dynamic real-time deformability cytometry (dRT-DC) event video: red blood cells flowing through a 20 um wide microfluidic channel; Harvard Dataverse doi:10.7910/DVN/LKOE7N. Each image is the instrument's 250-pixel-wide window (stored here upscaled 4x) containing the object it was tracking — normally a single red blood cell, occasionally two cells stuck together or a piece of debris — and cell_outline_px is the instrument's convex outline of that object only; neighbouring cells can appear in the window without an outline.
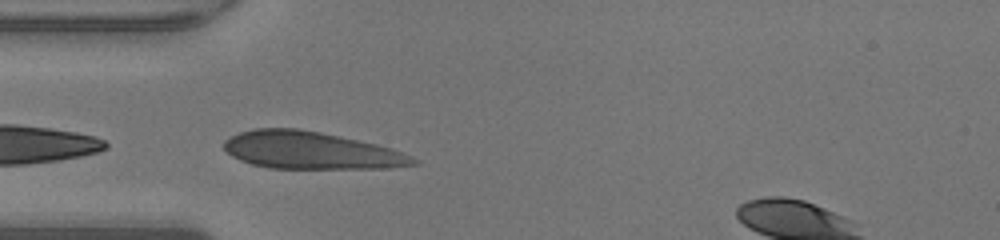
{"species": "human", "species_latin": "Homo sapiens", "temperature_condition": "warm", "stored_images_in_passage": 26, "camera_frame_rate_fps": 3000, "um_per_image_px": 0.085, "donor": {"sex": "male"}, "frame": {"image": 1, "passage_image": 1, "time_ms": 0.0, "image_size_px": [1000, 240], "cell_outline_px": [[420, 164], [388, 168], [268, 168], [252, 164], [240, 160], [232, 156], [224, 148], [224, 140], [240, 132], [256, 128], [300, 128], [320, 132], [376, 144], [392, 148], [412, 156], [420, 160]], "centroid_in_image_um": [26.45, 12.79], "position_along_channel_um": 58.5, "area_um2": 41.15}}
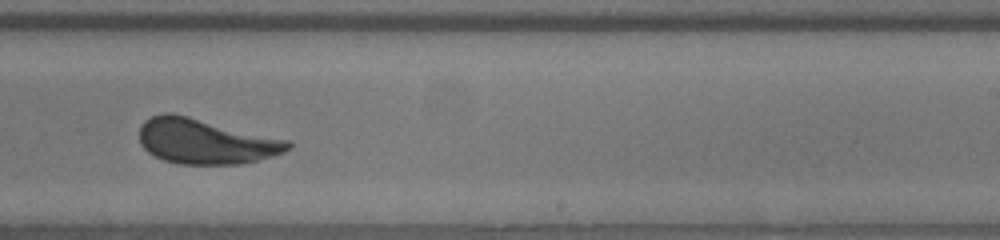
{"frame": {"image": 2, "passage_image": 16, "time_ms": 5.0, "image_size_px": [1000, 240], "cell_outline_px": [[292, 148], [284, 152], [272, 156], [240, 164], [180, 164], [164, 160], [148, 152], [140, 144], [140, 124], [144, 120], [152, 116], [164, 112], [172, 112], [292, 140]], "centroid_in_image_um": [17.5, 12.0], "position_along_channel_um": 271.5, "area_um2": 39.48}}
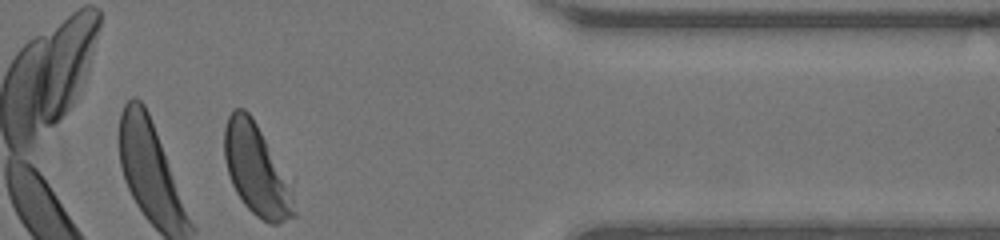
{"frame": {"image": 3, "passage_image": 26, "time_ms": 8.333, "image_size_px": [1000, 240], "cell_outline_px": [[296, 216], [280, 224], [268, 224], [256, 216], [244, 204], [236, 192], [232, 184], [228, 172], [224, 156], [224, 128], [228, 116], [232, 108], [244, 108], [252, 116], [292, 184], [296, 212]], "centroid_in_image_um": [21.82, 14.47], "position_along_channel_um": 389.6, "area_um2": 37.22}, "authors_computed_cell_mechanics": {"area_um2": 39.3907, "velocity_mm_per_s": 4.2886, "shape_relaxation_time_tau1_ms": 3.7064, "shape_relaxation_time_tau2_ms": null, "deformation_change_tau1": 0.1438, "deformation_change_tau2": null}}